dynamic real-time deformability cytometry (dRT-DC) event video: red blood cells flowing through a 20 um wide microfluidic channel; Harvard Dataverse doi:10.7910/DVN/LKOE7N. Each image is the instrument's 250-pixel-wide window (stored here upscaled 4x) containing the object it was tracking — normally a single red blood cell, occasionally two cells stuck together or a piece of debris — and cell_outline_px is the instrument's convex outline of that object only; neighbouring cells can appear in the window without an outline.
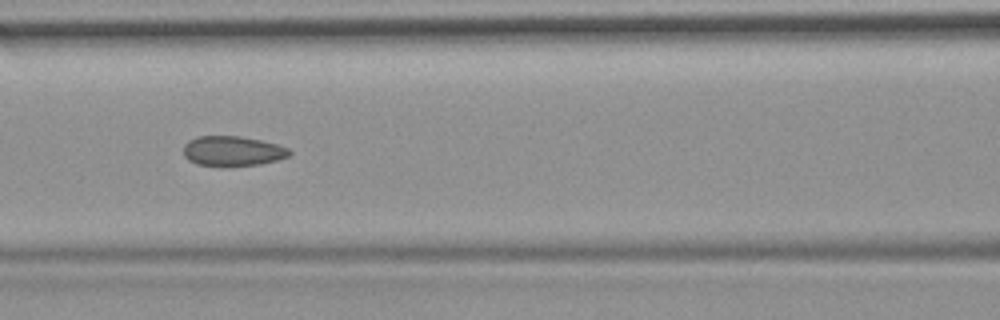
{"species": "common noctule bat (a hibernating species)", "species_latin": "Nyctalus noctula", "temperature_condition": "room temperature", "stored_images_in_passage": 54, "camera_frame_rate_fps": 3000, "um_per_image_px": 0.085, "animal": {"sex": "female", "body_mass_g": 19.9}, "frame": {"image": 1, "passage_image": 24, "time_ms": 7.667, "image_size_px": [1000, 320], "cell_outline_px": [[292, 152], [288, 156], [276, 160], [260, 164], [228, 168], [196, 164], [188, 160], [184, 156], [184, 144], [188, 140], [196, 136], [240, 136], [260, 140], [276, 144], [288, 148]], "centroid_in_image_um": [19.73, 12.86], "position_along_channel_um": 146.9, "area_um2": 18.9}, "authors_computed_cell_mechanics": {"area_um2": 19.3919, "velocity_mm_per_s": 3.7287, "shape_relaxation_time_tau1_ms": null, "shape_relaxation_time_tau2_ms": 2.2172, "deformation_change_tau1": null, "deformation_change_tau2": 0.0933}}